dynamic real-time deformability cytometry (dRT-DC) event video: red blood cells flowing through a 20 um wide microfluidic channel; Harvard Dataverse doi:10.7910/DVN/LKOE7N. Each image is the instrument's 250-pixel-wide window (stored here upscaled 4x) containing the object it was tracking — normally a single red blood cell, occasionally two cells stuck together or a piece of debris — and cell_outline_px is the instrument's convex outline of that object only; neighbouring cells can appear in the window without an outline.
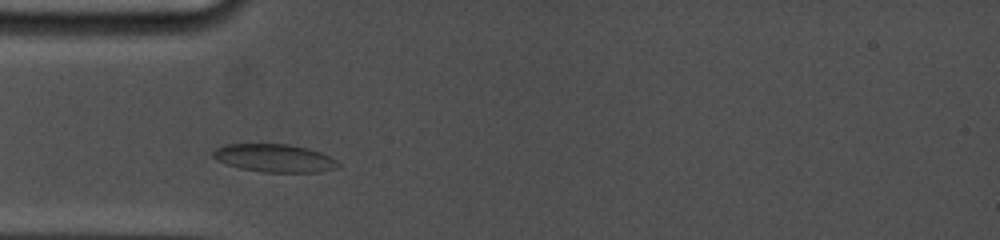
{"species": "common noctule bat (a hibernating species)", "species_latin": "Nyctalus noctula", "temperature_condition": "cold", "stored_images_in_passage": 30, "camera_frame_rate_fps": 5000, "um_per_image_px": 0.085, "animal": {"sex": "female", "body_mass_g": 19.0, "forearm_length_mm": 53.3}, "frame": {"image": 1, "passage_image": 6, "time_ms": 1.8, "image_size_px": [1000, 240], "cell_outline_px": [[340, 164], [336, 168], [320, 172], [264, 172], [240, 168], [216, 160], [212, 156], [212, 152], [216, 148], [224, 144], [288, 144], [308, 148], [320, 152], [336, 160]], "centroid_in_image_um": [23.31, 13.43], "position_along_channel_um": 61.7, "area_um2": 20.35}}
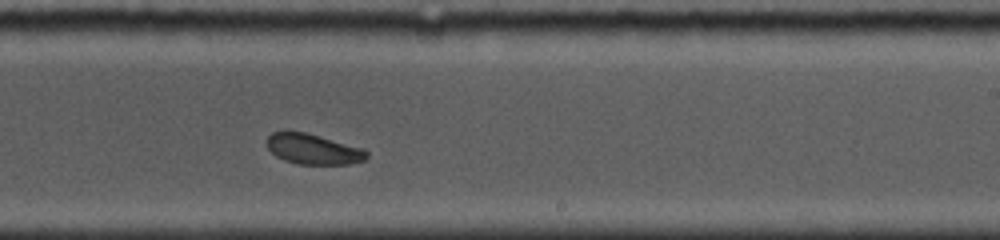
{"frame": {"image": 2, "passage_image": 19, "time_ms": 7.2, "image_size_px": [1000, 240], "cell_outline_px": [[368, 156], [364, 160], [352, 164], [296, 164], [284, 160], [276, 156], [268, 148], [268, 136], [272, 132], [304, 132], [364, 148], [368, 152]], "centroid_in_image_um": [26.66, 12.69], "position_along_channel_um": 262.3, "area_um2": 17.51}}
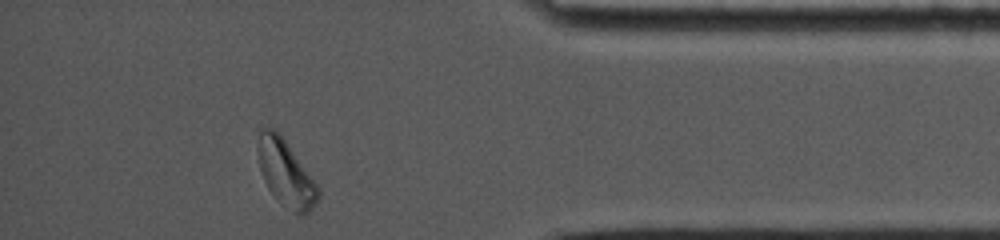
{"frame": {"image": 3, "passage_image": 30, "time_ms": 11.6, "image_size_px": [1000, 240], "cell_outline_px": [[320, 196], [316, 204], [308, 212], [300, 216], [292, 212], [280, 204], [268, 188], [264, 180], [260, 168], [256, 148], [260, 128], [272, 128], [284, 140], [320, 188]], "centroid_in_image_um": [24.28, 14.77], "position_along_channel_um": 410.9, "area_um2": 23.12}, "authors_computed_cell_mechanics": {"area_um2": 18.7561, "velocity_mm_per_s": 3.738, "shape_relaxation_time_tau1_ms": 6.063, "shape_relaxation_time_tau2_ms": 2.263, "deformation_change_tau1": 0.1304, "deformation_change_tau2": 0.0565}}